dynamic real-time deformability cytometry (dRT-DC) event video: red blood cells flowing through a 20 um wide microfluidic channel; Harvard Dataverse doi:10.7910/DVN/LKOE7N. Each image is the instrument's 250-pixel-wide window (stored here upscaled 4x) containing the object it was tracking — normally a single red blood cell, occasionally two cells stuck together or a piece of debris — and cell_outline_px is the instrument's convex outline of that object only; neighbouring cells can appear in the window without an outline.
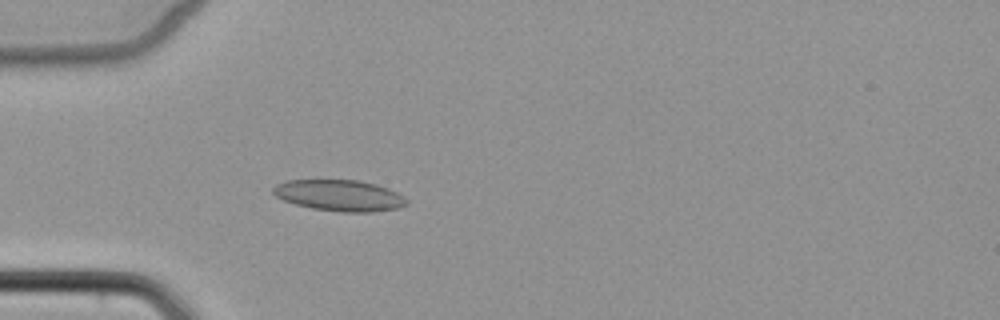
{"species": "common noctule bat (a hibernating species)", "species_latin": "Nyctalus noctula", "temperature_condition": "cold", "stored_images_in_passage": 4, "camera_frame_rate_fps": 3000, "um_per_image_px": 0.085, "animal": {"sex": "female", "body_mass_g": 22.7, "forearm_length_mm": 54.2}, "frame": {"image": 1, "passage_image": 4, "time_ms": 4.333, "image_size_px": [1000, 320], "cell_outline_px": [[408, 204], [396, 208], [372, 212], [340, 212], [312, 208], [296, 204], [284, 200], [276, 196], [272, 192], [272, 188], [276, 184], [288, 180], [360, 180], [376, 184], [388, 188], [404, 196], [408, 200]], "centroid_in_image_um": [28.86, 16.61], "position_along_channel_um": 56.1, "area_um2": 24.28}}